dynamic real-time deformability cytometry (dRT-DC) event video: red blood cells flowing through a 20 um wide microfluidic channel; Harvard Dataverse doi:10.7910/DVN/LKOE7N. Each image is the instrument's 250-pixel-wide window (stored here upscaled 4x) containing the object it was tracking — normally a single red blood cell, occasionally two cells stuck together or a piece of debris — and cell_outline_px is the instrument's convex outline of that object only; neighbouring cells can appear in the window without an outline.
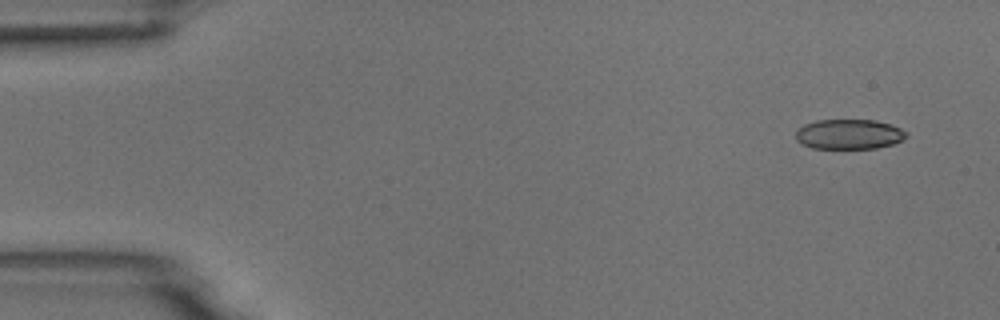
{"species": "common noctule bat (a hibernating species)", "species_latin": "Nyctalus noctula", "temperature_condition": "room temperature", "stored_images_in_passage": 7, "camera_frame_rate_fps": 3000, "um_per_image_px": 0.085, "animal": {"sex": "male", "body_mass_g": 18.8}, "frame": {"image": 1, "passage_image": 1, "time_ms": 0.0, "image_size_px": [1000, 320], "cell_outline_px": [[908, 136], [892, 144], [876, 148], [812, 148], [796, 140], [796, 132], [804, 124], [816, 120], [876, 120], [900, 128], [908, 132]], "centroid_in_image_um": [72.17, 11.4], "position_along_channel_um": 12.8, "area_um2": 19.13}}
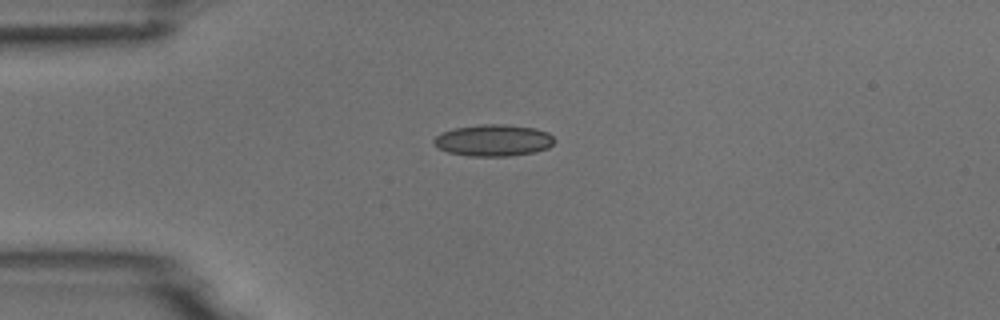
{"frame": {"image": 2, "passage_image": 4, "time_ms": 3.333, "image_size_px": [1000, 320], "cell_outline_px": [[556, 140], [548, 148], [532, 152], [508, 156], [468, 156], [448, 152], [440, 148], [432, 140], [436, 136], [444, 132], [456, 128], [480, 124], [508, 124], [536, 128], [548, 132]], "centroid_in_image_um": [41.98, 11.92], "position_along_channel_um": 43.0, "area_um2": 22.14}}